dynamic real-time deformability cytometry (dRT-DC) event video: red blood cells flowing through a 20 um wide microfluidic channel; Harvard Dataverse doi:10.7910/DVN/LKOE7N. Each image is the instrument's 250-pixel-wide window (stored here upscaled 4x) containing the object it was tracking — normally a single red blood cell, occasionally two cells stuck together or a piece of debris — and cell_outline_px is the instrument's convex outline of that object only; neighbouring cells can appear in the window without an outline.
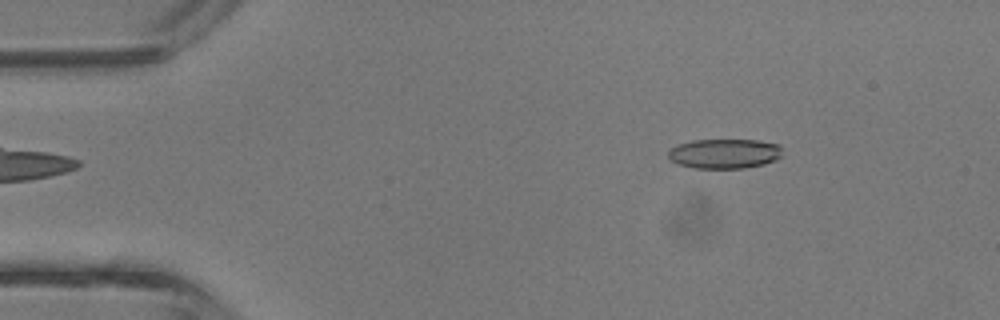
{"species": "common noctule bat (a hibernating species)", "species_latin": "Nyctalus noctula", "temperature_condition": "room temperature", "stored_images_in_passage": 42, "camera_frame_rate_fps": 3000, "um_per_image_px": 0.085, "animal": {"sex": "male", "body_mass_g": 13.3}, "frame": {"image": 1, "passage_image": 6, "time_ms": 1.667, "image_size_px": [1000, 320], "cell_outline_px": [[780, 156], [776, 160], [764, 164], [744, 168], [692, 168], [668, 160], [668, 152], [672, 148], [680, 144], [692, 140], [756, 140], [780, 144]], "centroid_in_image_um": [61.57, 13.06], "position_along_channel_um": 23.4, "area_um2": 19.71}}
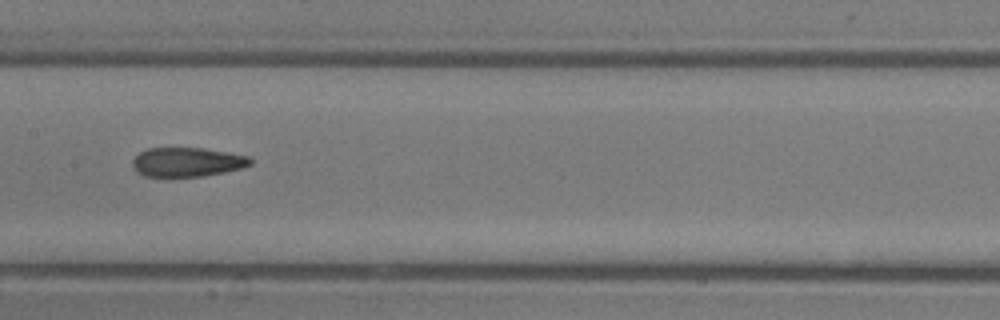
{"frame": {"image": 2, "passage_image": 21, "time_ms": 6.667, "image_size_px": [1000, 320], "cell_outline_px": [[252, 164], [244, 168], [204, 176], [144, 176], [136, 172], [132, 168], [132, 160], [140, 152], [148, 148], [204, 148], [228, 152], [248, 156], [252, 160]], "centroid_in_image_um": [15.91, 13.77], "position_along_channel_um": 191.5, "area_um2": 20.17}}
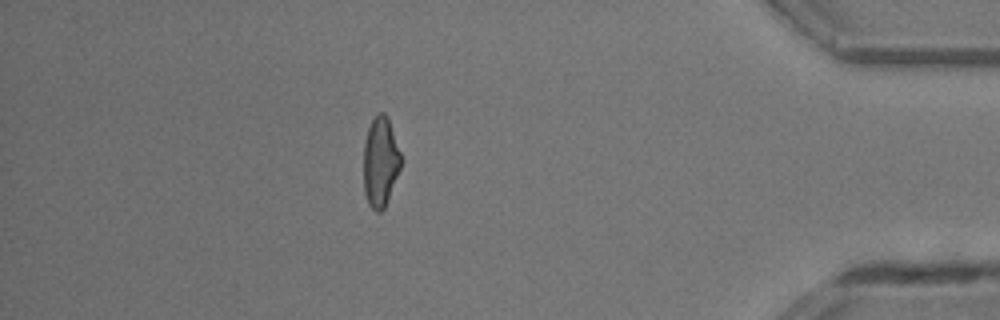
{"frame": {"image": 3, "passage_image": 37, "time_ms": 12.0, "image_size_px": [1000, 320], "cell_outline_px": [[404, 160], [384, 208], [380, 212], [376, 212], [368, 204], [364, 192], [364, 140], [368, 128], [376, 112], [384, 112], [388, 116]], "centroid_in_image_um": [32.36, 13.72], "position_along_channel_um": 402.8, "area_um2": 20.0}, "authors_computed_cell_mechanics": {"area_um2": 20.6924, "velocity_mm_per_s": 4.8379, "shape_relaxation_time_tau1_ms": 7.1293, "shape_relaxation_time_tau2_ms": 1.2295, "deformation_change_tau1": 0.2251, "deformation_change_tau2": 0.0762}}